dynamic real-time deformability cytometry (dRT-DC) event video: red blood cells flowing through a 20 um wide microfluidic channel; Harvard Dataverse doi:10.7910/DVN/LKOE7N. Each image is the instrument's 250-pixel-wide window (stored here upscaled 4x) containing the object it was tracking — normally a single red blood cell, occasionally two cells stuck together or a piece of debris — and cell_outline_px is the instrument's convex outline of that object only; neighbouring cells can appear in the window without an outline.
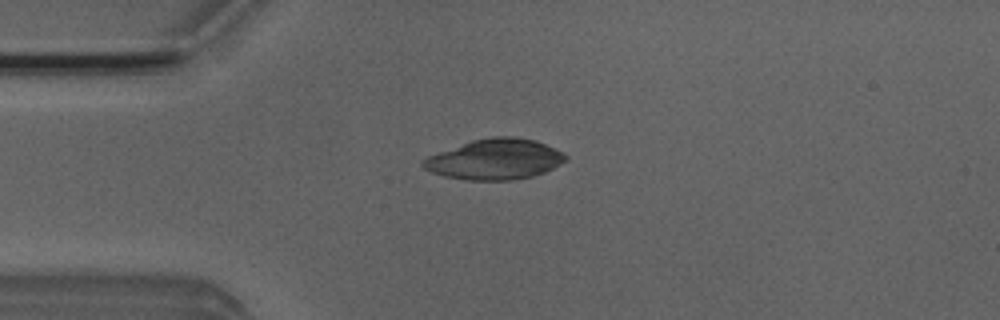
{"species": "Egyptian fruit bat (a non-hibernating species)", "species_latin": "Rousettus aegyptiacus", "temperature_condition": "room temperature", "stored_images_in_passage": 2, "camera_frame_rate_fps": 3000, "um_per_image_px": 0.085, "animal": {"sex": "male"}, "frame": {"image": 1, "passage_image": 2, "time_ms": 1.0, "image_size_px": [1000, 320], "cell_outline_px": [[568, 160], [544, 172], [532, 176], [512, 180], [468, 180], [444, 176], [432, 172], [424, 168], [420, 164], [420, 160], [428, 156], [472, 140], [492, 136], [516, 136], [536, 140], [556, 148], [564, 152], [568, 156]], "centroid_in_image_um": [42.09, 13.53], "position_along_channel_um": 42.9, "area_um2": 33.81}}